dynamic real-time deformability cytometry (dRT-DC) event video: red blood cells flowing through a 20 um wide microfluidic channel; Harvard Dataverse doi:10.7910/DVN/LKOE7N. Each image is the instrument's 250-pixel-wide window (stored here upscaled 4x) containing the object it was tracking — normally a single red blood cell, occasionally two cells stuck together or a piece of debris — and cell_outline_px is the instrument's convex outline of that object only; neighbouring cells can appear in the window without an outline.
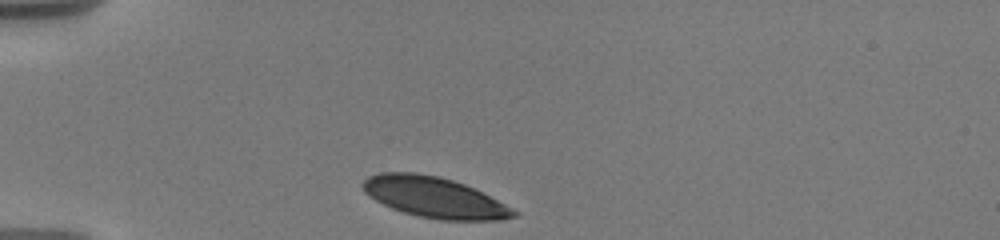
{"species": "human", "species_latin": "Homo sapiens", "temperature_condition": "warm", "stored_images_in_passage": 10, "camera_frame_rate_fps": 3000, "um_per_image_px": 0.085, "donor": {"sex": "male"}, "frame": {"image": 1, "passage_image": 1, "time_ms": 0.0, "image_size_px": [1000, 240], "cell_outline_px": [[520, 212], [516, 216], [500, 220], [440, 220], [420, 216], [404, 212], [392, 208], [376, 200], [364, 192], [360, 184], [368, 176], [380, 172], [416, 172], [440, 176], [464, 184]], "centroid_in_image_um": [36.88, 16.76], "position_along_channel_um": 48.1, "area_um2": 35.49}}
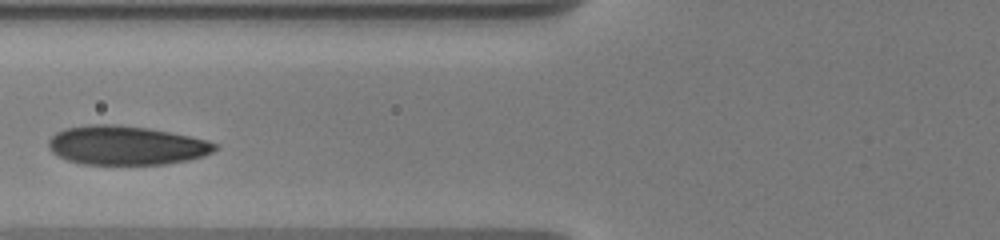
{"frame": {"image": 2, "passage_image": 6, "time_ms": 2.667, "image_size_px": [1000, 240], "cell_outline_px": [[220, 144], [212, 152], [204, 156], [188, 160], [164, 164], [84, 164], [68, 160], [52, 152], [48, 148], [48, 140], [56, 132], [64, 128], [88, 124], [120, 124], [148, 128], [188, 136]], "centroid_in_image_um": [10.7, 12.35], "position_along_channel_um": 115.1, "area_um2": 37.8}}
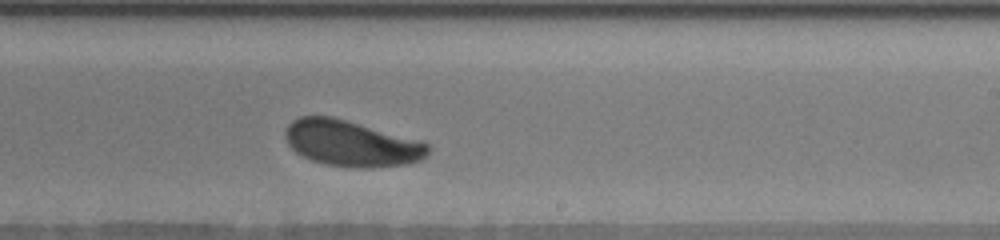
{"frame": {"image": 3, "passage_image": 10, "time_ms": 6.667, "image_size_px": [1000, 240], "cell_outline_px": [[428, 152], [420, 160], [408, 164], [372, 168], [352, 168], [324, 164], [312, 160], [296, 152], [288, 144], [284, 136], [284, 128], [292, 120], [300, 116], [332, 116], [420, 140], [428, 144]], "centroid_in_image_um": [29.83, 12.19], "position_along_channel_um": 259.2, "area_um2": 38.38}}